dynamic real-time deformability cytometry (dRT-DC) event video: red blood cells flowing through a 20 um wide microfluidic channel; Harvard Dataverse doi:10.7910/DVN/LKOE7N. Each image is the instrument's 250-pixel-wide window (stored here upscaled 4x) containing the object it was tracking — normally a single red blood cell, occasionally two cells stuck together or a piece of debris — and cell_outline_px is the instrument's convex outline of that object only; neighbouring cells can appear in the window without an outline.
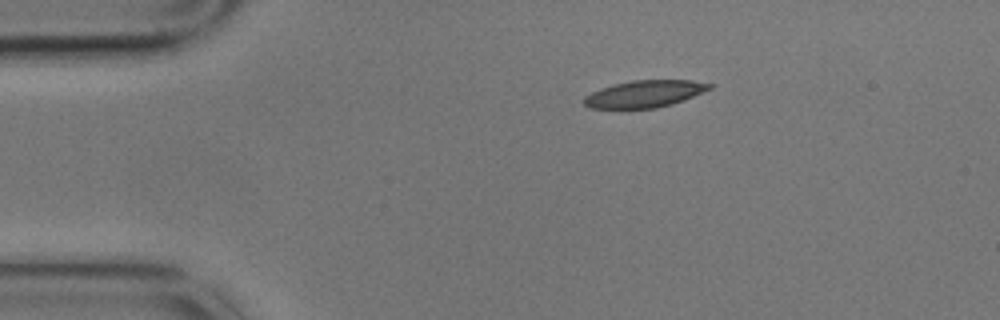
{"species": "common noctule bat (a hibernating species)", "species_latin": "Nyctalus noctula", "temperature_condition": "cold", "stored_images_in_passage": 4, "camera_frame_rate_fps": 3000, "um_per_image_px": 0.085, "animal": {"sex": "male", "body_mass_g": 17.9}, "frame": {"image": 1, "passage_image": 4, "time_ms": 1.0, "image_size_px": [1000, 320], "cell_outline_px": [[716, 84], [712, 88], [684, 100], [672, 104], [656, 108], [592, 108], [584, 104], [584, 96], [600, 88], [612, 84], [632, 80], [692, 80]], "centroid_in_image_um": [54.82, 7.96], "position_along_channel_um": 30.2, "area_um2": 19.83}}